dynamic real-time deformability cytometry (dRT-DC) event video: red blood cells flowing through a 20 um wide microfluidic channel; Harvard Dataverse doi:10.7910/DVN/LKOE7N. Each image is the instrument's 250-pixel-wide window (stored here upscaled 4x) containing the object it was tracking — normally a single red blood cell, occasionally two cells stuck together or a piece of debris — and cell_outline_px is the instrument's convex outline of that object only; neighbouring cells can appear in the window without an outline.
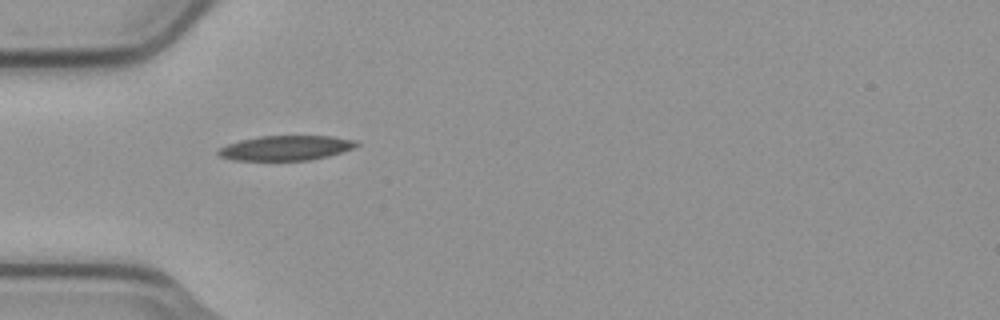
{"species": "common noctule bat (a hibernating species)", "species_latin": "Nyctalus noctula", "temperature_condition": "cold", "stored_images_in_passage": 39, "camera_frame_rate_fps": 3000, "um_per_image_px": 0.085, "animal": {"sex": "male", "body_mass_g": 23.1, "forearm_length_mm": 52.7}, "frame": {"image": 1, "passage_image": 1, "time_ms": 0.0, "image_size_px": [1000, 320], "cell_outline_px": [[360, 144], [352, 148], [328, 156], [308, 160], [232, 160], [220, 156], [216, 152], [220, 148], [228, 144], [240, 140], [260, 136], [328, 136], [356, 140]], "centroid_in_image_um": [24.28, 12.57], "position_along_channel_um": 60.7, "area_um2": 19.77}}
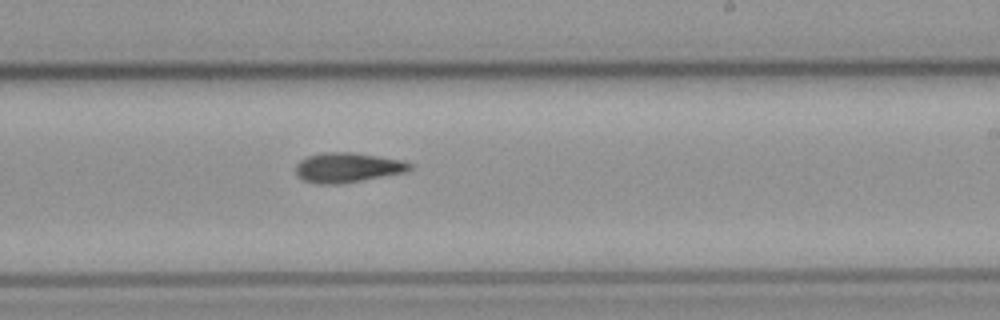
{"frame": {"image": 2, "passage_image": 17, "time_ms": 5.333, "image_size_px": [1000, 320], "cell_outline_px": [[412, 168], [404, 172], [340, 184], [320, 184], [304, 180], [296, 176], [296, 164], [300, 160], [308, 156], [324, 152], [356, 152], [404, 160], [412, 164]], "centroid_in_image_um": [29.53, 14.23], "position_along_channel_um": 259.5, "area_um2": 19.83}}
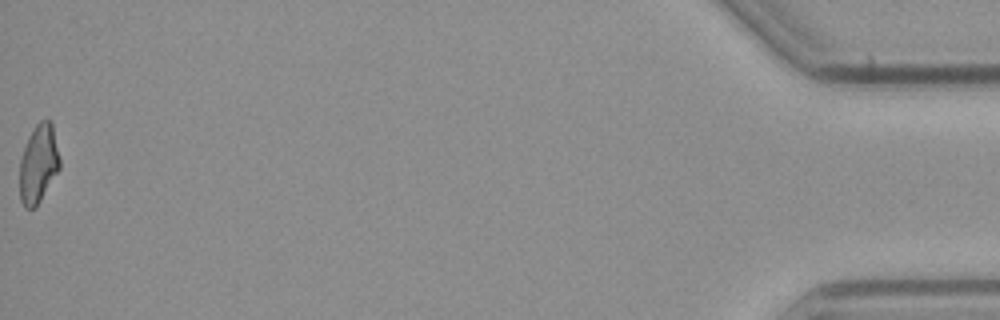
{"frame": {"image": 3, "passage_image": 39, "time_ms": 12.667, "image_size_px": [1000, 320], "cell_outline_px": [[60, 168], [36, 208], [24, 208], [20, 200], [20, 160], [28, 136], [36, 124], [40, 120], [48, 120], [52, 124], [60, 160]], "centroid_in_image_um": [3.26, 13.95], "position_along_channel_um": 431.9, "area_um2": 18.26}}